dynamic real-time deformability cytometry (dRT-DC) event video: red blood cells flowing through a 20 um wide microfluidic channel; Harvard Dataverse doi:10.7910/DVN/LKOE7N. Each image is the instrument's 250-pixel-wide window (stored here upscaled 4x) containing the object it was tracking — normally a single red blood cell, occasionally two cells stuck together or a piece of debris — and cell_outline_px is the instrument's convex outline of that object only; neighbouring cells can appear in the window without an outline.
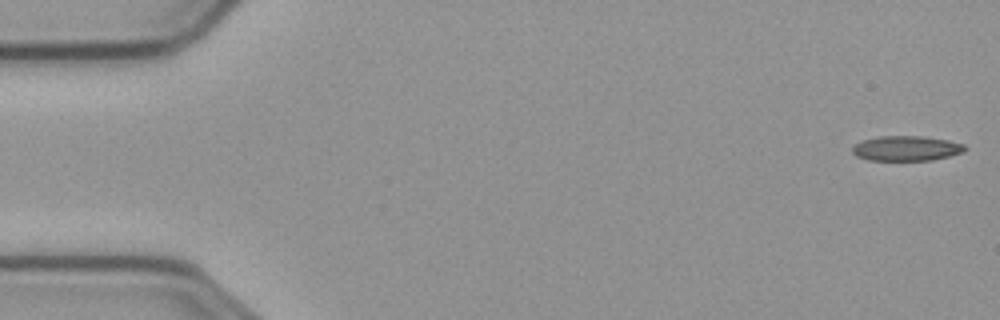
{"species": "common noctule bat (a hibernating species)", "species_latin": "Nyctalus noctula", "temperature_condition": "cold", "stored_images_in_passage": 56, "camera_frame_rate_fps": 3000, "um_per_image_px": 0.085, "animal": {"sex": "male", "body_mass_g": 23.1, "forearm_length_mm": 52.7}, "frame": {"image": 1, "passage_image": 1, "time_ms": 0.0, "image_size_px": [1000, 320], "cell_outline_px": [[968, 148], [964, 152], [932, 160], [868, 160], [856, 156], [852, 152], [852, 148], [860, 140], [876, 136], [924, 136], [948, 140], [964, 144]], "centroid_in_image_um": [77.03, 12.6], "position_along_channel_um": 8.0, "area_um2": 16.53}}
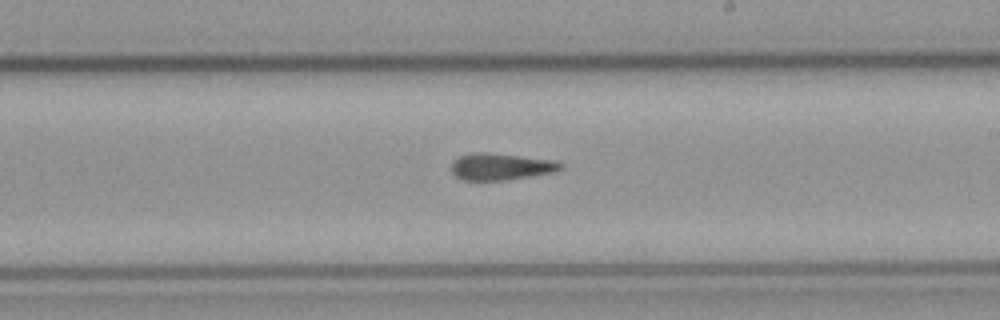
{"frame": {"image": 2, "passage_image": 32, "time_ms": 10.333, "image_size_px": [1000, 320], "cell_outline_px": [[564, 168], [556, 172], [504, 180], [464, 180], [456, 176], [452, 172], [452, 160], [460, 156], [472, 152], [488, 152], [560, 160], [564, 164]], "centroid_in_image_um": [42.65, 14.14], "position_along_channel_um": 246.4, "area_um2": 17.4}}
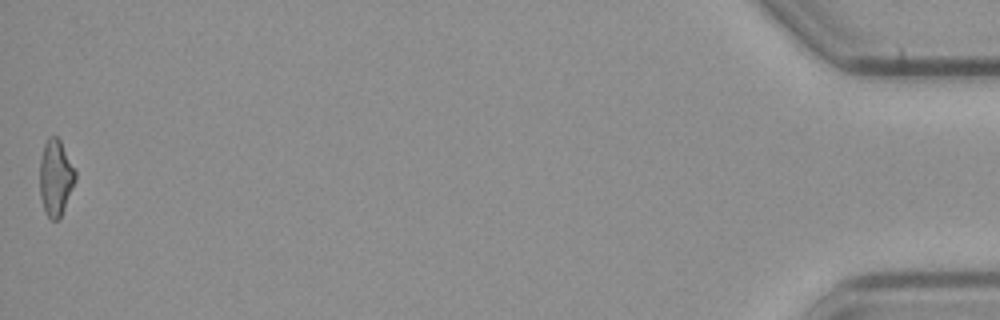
{"frame": {"image": 3, "passage_image": 56, "time_ms": 18.333, "image_size_px": [1000, 320], "cell_outline_px": [[76, 180], [64, 208], [60, 216], [56, 220], [52, 220], [48, 216], [44, 208], [40, 196], [40, 160], [44, 144], [48, 136], [56, 136], [60, 140], [76, 172]], "centroid_in_image_um": [4.72, 15.07], "position_along_channel_um": 430.5, "area_um2": 15.55}, "authors_computed_cell_mechanics": {"area_um2": 16.9643, "velocity_mm_per_s": 3.6286, "shape_relaxation_time_tau1_ms": null, "shape_relaxation_time_tau2_ms": 7.5766, "deformation_change_tau1": null, "deformation_change_tau2": 0.1853}}